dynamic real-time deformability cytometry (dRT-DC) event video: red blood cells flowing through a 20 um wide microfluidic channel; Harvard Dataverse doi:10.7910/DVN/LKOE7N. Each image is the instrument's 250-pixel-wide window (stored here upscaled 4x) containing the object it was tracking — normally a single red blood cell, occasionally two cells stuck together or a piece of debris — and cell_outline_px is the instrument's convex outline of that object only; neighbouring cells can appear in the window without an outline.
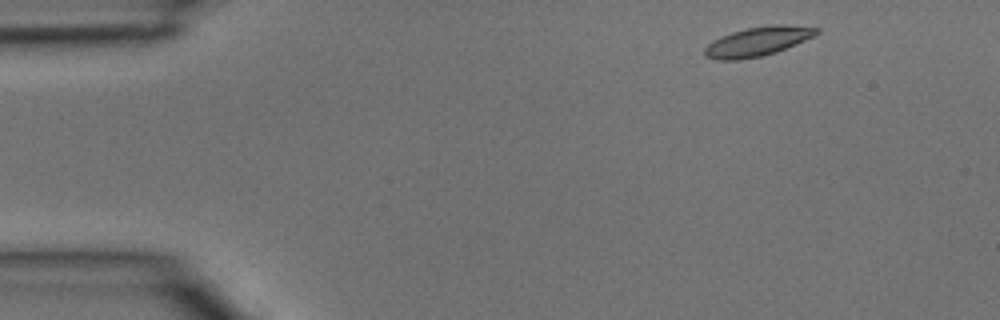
{"species": "common noctule bat (a hibernating species)", "species_latin": "Nyctalus noctula", "temperature_condition": "room temperature", "stored_images_in_passage": 3, "camera_frame_rate_fps": 3000, "um_per_image_px": 0.085, "animal": {"sex": "male", "body_mass_g": 15.6}, "frame": {"image": 1, "passage_image": 1, "time_ms": 0.0, "image_size_px": [1000, 320], "cell_outline_px": [[820, 32], [796, 44], [776, 52], [760, 56], [740, 60], [716, 60], [704, 56], [704, 48], [712, 40], [732, 32], [748, 28], [772, 24], [784, 24], [820, 28]], "centroid_in_image_um": [64.38, 3.53], "position_along_channel_um": 20.6, "area_um2": 19.02}}
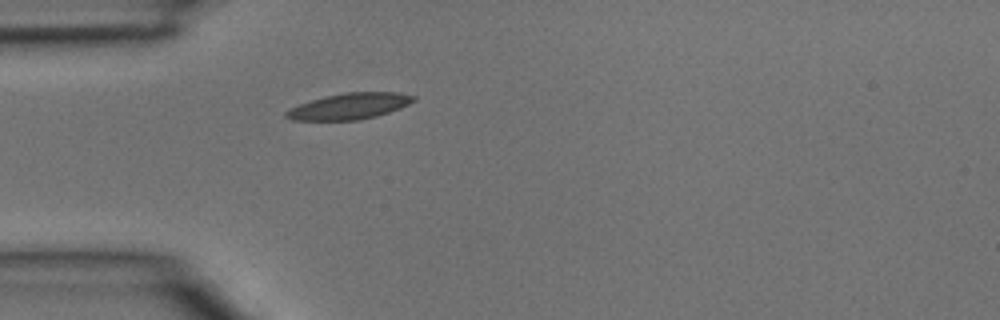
{"frame": {"image": 2, "passage_image": 3, "time_ms": 0.667, "image_size_px": [1000, 320], "cell_outline_px": [[416, 100], [400, 108], [376, 116], [360, 120], [292, 120], [284, 116], [284, 112], [300, 104], [324, 96], [344, 92], [400, 92], [416, 96]], "centroid_in_image_um": [29.72, 9.02], "position_along_channel_um": 55.3, "area_um2": 19.36}}